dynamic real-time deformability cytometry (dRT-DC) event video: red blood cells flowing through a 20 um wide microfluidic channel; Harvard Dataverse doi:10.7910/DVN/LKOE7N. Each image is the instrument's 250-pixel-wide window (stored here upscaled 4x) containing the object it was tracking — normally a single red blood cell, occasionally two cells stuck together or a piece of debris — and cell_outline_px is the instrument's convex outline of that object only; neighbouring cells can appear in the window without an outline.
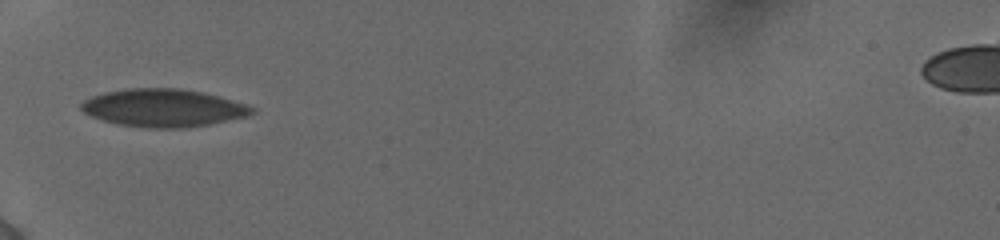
{"species": "human", "species_latin": "Homo sapiens", "temperature_condition": "cold", "stored_images_in_passage": 4, "camera_frame_rate_fps": 3000, "um_per_image_px": 0.085, "donor": {"sex": "female"}, "frame": {"image": 1, "passage_image": 3, "time_ms": 2.0, "image_size_px": [1000, 240], "cell_outline_px": [[256, 112], [248, 116], [208, 124], [180, 128], [152, 128], [120, 124], [104, 120], [92, 116], [84, 112], [80, 108], [80, 104], [84, 100], [92, 96], [104, 92], [128, 88], [180, 88], [204, 92], [220, 96], [256, 108]], "centroid_in_image_um": [13.9, 9.16], "position_along_channel_um": 71.1, "area_um2": 37.45}}